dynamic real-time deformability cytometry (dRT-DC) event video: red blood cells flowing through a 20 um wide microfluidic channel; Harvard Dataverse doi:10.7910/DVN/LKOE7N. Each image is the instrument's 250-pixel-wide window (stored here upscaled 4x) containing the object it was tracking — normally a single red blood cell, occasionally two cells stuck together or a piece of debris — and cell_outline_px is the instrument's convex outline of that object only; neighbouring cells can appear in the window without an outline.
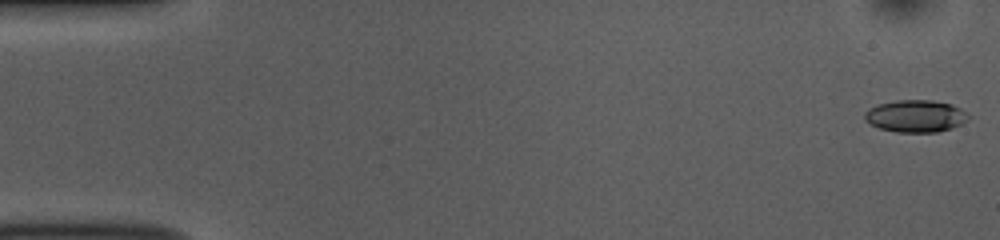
{"species": "common noctule bat (a hibernating species)", "species_latin": "Nyctalus noctula", "temperature_condition": "room temperature", "stored_images_in_passage": 53, "camera_frame_rate_fps": 3000, "um_per_image_px": 0.085, "animal": {"sex": "female", "body_mass_g": 10.0, "forearm_length_mm": 53.1}, "frame": {"image": 1, "passage_image": 1, "time_ms": 0.0, "image_size_px": [1000, 240], "cell_outline_px": [[968, 120], [952, 128], [936, 132], [896, 132], [880, 128], [864, 120], [864, 112], [868, 108], [880, 104], [896, 100], [932, 100], [948, 104], [960, 108], [968, 116]], "centroid_in_image_um": [77.79, 9.87], "position_along_channel_um": 7.2, "area_um2": 19.25}}
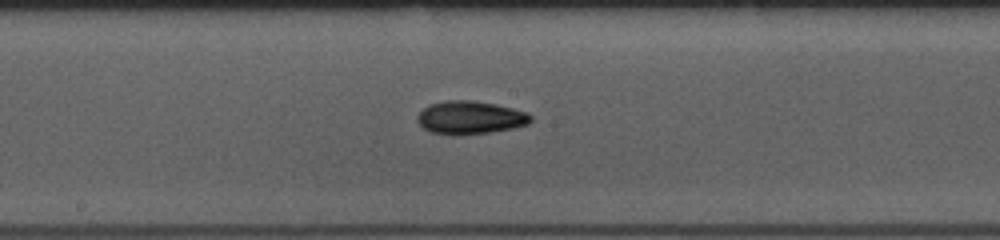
{"frame": {"image": 2, "passage_image": 28, "time_ms": 9.0, "image_size_px": [1000, 240], "cell_outline_px": [[532, 120], [528, 124], [512, 128], [488, 132], [456, 136], [452, 136], [432, 132], [424, 128], [416, 120], [416, 116], [428, 104], [444, 100], [472, 100], [496, 104], [528, 112], [532, 116]], "centroid_in_image_um": [39.94, 9.99], "position_along_channel_um": 208.3, "area_um2": 22.08}}
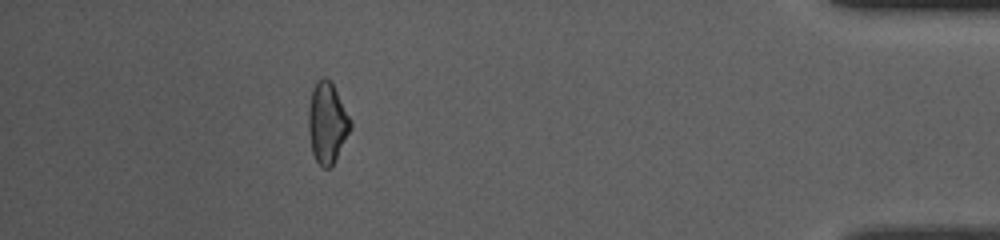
{"frame": {"image": 3, "passage_image": 48, "time_ms": 15.667, "image_size_px": [1000, 240], "cell_outline_px": [[352, 128], [332, 164], [328, 168], [324, 168], [316, 160], [312, 152], [308, 132], [308, 108], [312, 92], [316, 80], [324, 76], [332, 84], [352, 120]], "centroid_in_image_um": [27.8, 10.42], "position_along_channel_um": 407.4, "area_um2": 19.59}, "authors_computed_cell_mechanics": {"area_um2": 19.652, "velocity_mm_per_s": 3.7552, "shape_relaxation_time_tau1_ms": 2.8437, "shape_relaxation_time_tau2_ms": 8.4474, "deformation_change_tau1": 0.1093, "deformation_change_tau2": 0.1586}}